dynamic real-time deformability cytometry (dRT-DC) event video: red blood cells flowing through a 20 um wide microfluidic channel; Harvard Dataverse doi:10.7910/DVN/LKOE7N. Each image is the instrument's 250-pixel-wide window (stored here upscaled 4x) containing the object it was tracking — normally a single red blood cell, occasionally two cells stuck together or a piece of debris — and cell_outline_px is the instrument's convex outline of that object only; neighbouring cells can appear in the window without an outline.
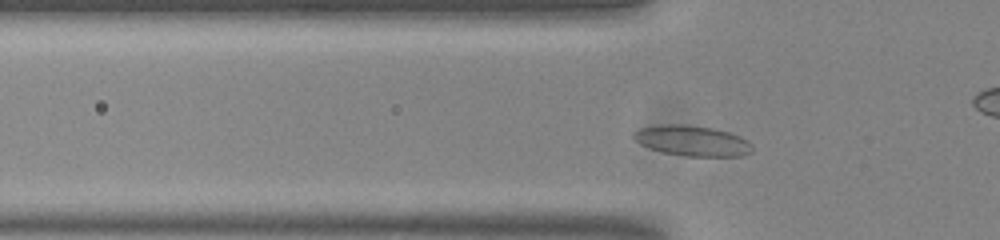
{"species": "common noctule bat (a hibernating species)", "species_latin": "Nyctalus noctula", "temperature_condition": "room temperature", "stored_images_in_passage": 43, "camera_frame_rate_fps": 3000, "um_per_image_px": 0.085, "animal": {"sex": "male", "body_mass_g": 20.0, "forearm_length_mm": 53.3}, "frame": {"image": 1, "passage_image": 6, "time_ms": 1.667, "image_size_px": [1000, 240], "cell_outline_px": [[752, 152], [740, 156], [688, 156], [664, 152], [648, 148], [640, 144], [632, 136], [632, 132], [640, 128], [660, 124], [680, 124], [712, 128], [728, 132], [740, 136], [748, 140], [752, 144]], "centroid_in_image_um": [58.83, 11.96], "position_along_channel_um": 67.0, "area_um2": 21.04}}
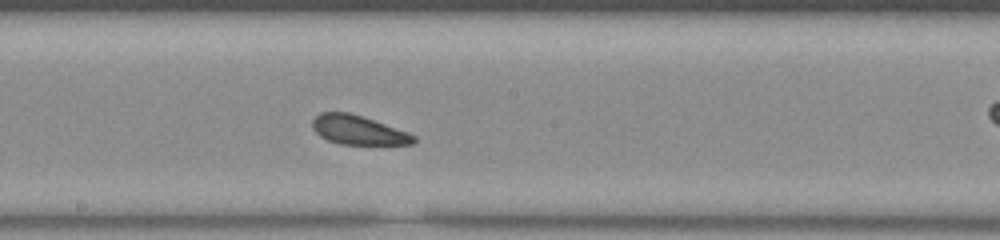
{"frame": {"image": 2, "passage_image": 18, "time_ms": 5.667, "image_size_px": [1000, 240], "cell_outline_px": [[416, 140], [412, 144], [340, 144], [328, 140], [320, 136], [312, 128], [312, 120], [320, 112], [348, 112], [364, 116], [408, 132], [416, 136]], "centroid_in_image_um": [30.44, 11.04], "position_along_channel_um": 217.8, "area_um2": 17.22}}
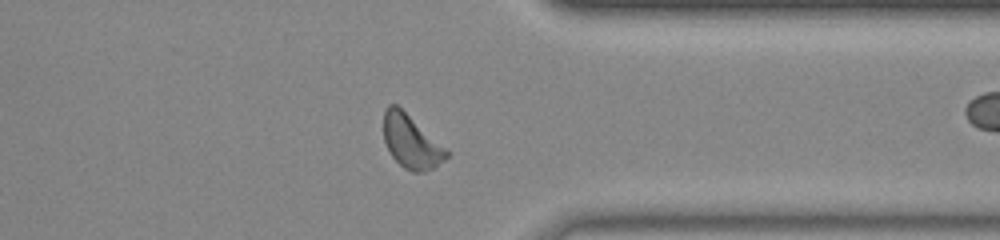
{"frame": {"image": 3, "passage_image": 31, "time_ms": 10.0, "image_size_px": [1000, 240], "cell_outline_px": [[448, 156], [444, 160], [432, 168], [424, 172], [412, 172], [404, 168], [392, 156], [384, 140], [384, 112], [388, 104], [396, 104], [444, 148], [448, 152]], "centroid_in_image_um": [34.91, 12.06], "position_along_channel_um": 376.5, "area_um2": 18.79}, "authors_computed_cell_mechanics": {"area_um2": 18.7272, "velocity_mm_per_s": 3.7805, "shape_relaxation_time_tau1_ms": null, "shape_relaxation_time_tau2_ms": 2.2093, "deformation_change_tau1": null, "deformation_change_tau2": 0.0921}}